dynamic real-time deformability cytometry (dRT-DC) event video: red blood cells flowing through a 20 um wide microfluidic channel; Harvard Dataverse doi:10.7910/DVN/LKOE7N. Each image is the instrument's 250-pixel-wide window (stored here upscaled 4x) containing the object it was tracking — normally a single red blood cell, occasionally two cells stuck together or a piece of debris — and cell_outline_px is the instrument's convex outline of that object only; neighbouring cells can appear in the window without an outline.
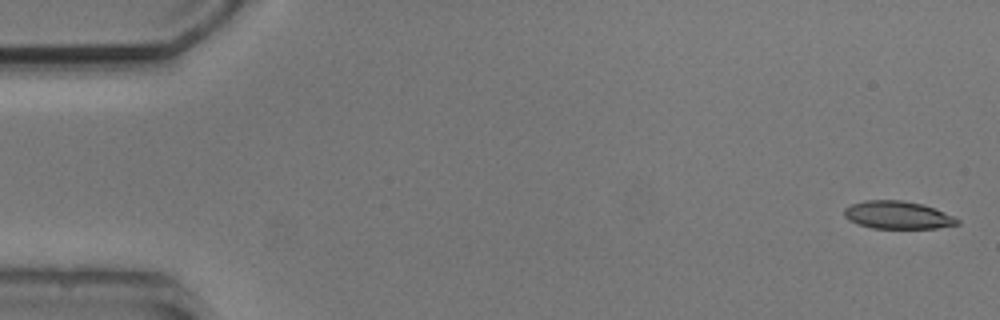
{"species": "common noctule bat (a hibernating species)", "species_latin": "Nyctalus noctula", "temperature_condition": "cold", "stored_images_in_passage": 4, "camera_frame_rate_fps": 3000, "um_per_image_px": 0.085, "animal": {"sex": "male", "body_mass_g": 20.5, "forearm_length_mm": 52.5}, "frame": {"image": 1, "passage_image": 1, "time_ms": 0.0, "image_size_px": [1000, 320], "cell_outline_px": [[960, 224], [936, 228], [872, 228], [856, 224], [848, 220], [844, 216], [844, 208], [852, 204], [864, 200], [900, 200], [924, 204], [956, 216], [960, 220]], "centroid_in_image_um": [76.32, 18.28], "position_along_channel_um": 8.7, "area_um2": 18.55}}
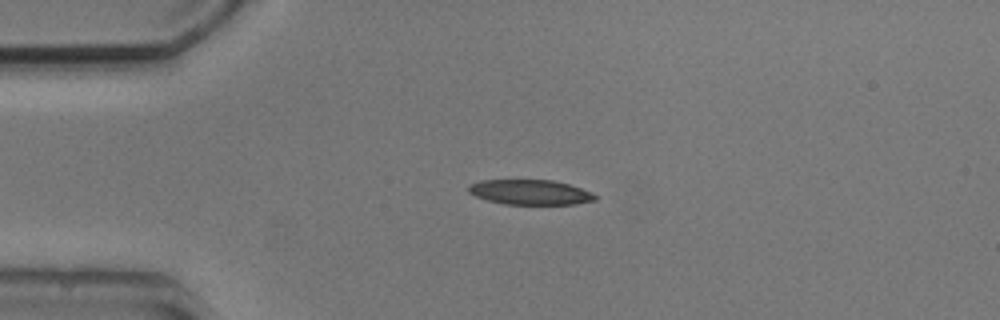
{"frame": {"image": 2, "passage_image": 3, "time_ms": 3.667, "image_size_px": [1000, 320], "cell_outline_px": [[596, 200], [576, 204], [504, 204], [488, 200], [476, 196], [468, 192], [468, 184], [480, 180], [552, 180], [568, 184], [592, 192], [596, 196]], "centroid_in_image_um": [45.05, 16.33], "position_along_channel_um": 40.0, "area_um2": 18.38}}